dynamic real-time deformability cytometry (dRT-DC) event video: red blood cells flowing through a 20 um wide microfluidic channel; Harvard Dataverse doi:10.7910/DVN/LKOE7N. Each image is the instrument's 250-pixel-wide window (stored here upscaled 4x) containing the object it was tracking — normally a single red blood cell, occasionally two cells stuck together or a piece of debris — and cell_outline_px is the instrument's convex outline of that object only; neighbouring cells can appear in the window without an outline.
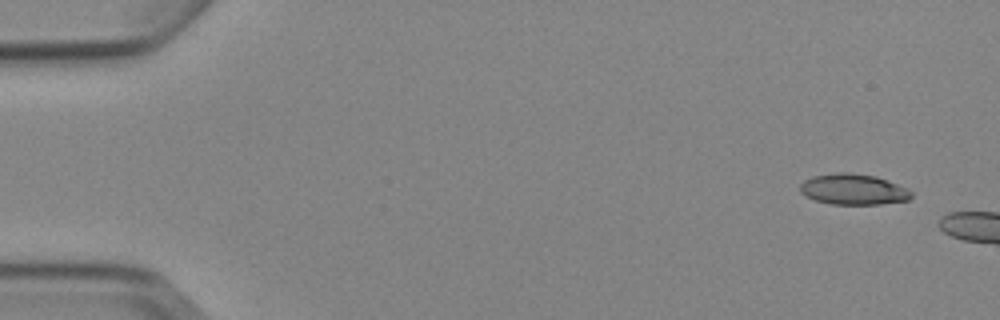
{"species": "Egyptian fruit bat (a non-hibernating species)", "species_latin": "Rousettus aegyptiacus", "temperature_condition": "cold", "stored_images_in_passage": 2, "camera_frame_rate_fps": 3000, "um_per_image_px": 0.085, "animal": {"sex": "female"}, "frame": {"image": 1, "passage_image": 1, "time_ms": 0.0, "image_size_px": [1000, 320], "cell_outline_px": [[912, 196], [908, 200], [880, 204], [832, 204], [816, 200], [804, 196], [800, 192], [800, 184], [804, 180], [812, 176], [836, 172], [848, 172], [876, 176], [888, 180], [908, 188], [912, 192]], "centroid_in_image_um": [72.53, 16.08], "position_along_channel_um": 12.5, "area_um2": 20.11}}